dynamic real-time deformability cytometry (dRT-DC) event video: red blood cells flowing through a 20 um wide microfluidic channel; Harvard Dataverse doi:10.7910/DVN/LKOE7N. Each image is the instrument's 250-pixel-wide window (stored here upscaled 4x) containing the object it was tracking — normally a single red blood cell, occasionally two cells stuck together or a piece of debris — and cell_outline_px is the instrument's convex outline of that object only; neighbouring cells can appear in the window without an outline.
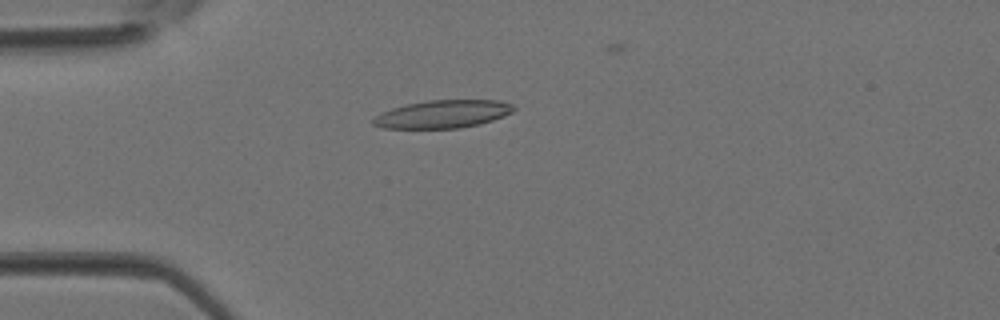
{"species": "Egyptian fruit bat (a non-hibernating species)", "species_latin": "Rousettus aegyptiacus", "temperature_condition": "room temperature", "stored_images_in_passage": 3, "camera_frame_rate_fps": 3000, "um_per_image_px": 0.085, "animal": {"sex": "female"}, "frame": {"image": 1, "passage_image": 2, "time_ms": 0.333, "image_size_px": [1000, 320], "cell_outline_px": [[516, 108], [512, 112], [504, 116], [480, 124], [460, 128], [384, 128], [372, 124], [372, 120], [376, 116], [392, 108], [408, 104], [428, 100], [500, 100], [512, 104]], "centroid_in_image_um": [37.68, 9.69], "position_along_channel_um": 47.3, "area_um2": 22.72}}